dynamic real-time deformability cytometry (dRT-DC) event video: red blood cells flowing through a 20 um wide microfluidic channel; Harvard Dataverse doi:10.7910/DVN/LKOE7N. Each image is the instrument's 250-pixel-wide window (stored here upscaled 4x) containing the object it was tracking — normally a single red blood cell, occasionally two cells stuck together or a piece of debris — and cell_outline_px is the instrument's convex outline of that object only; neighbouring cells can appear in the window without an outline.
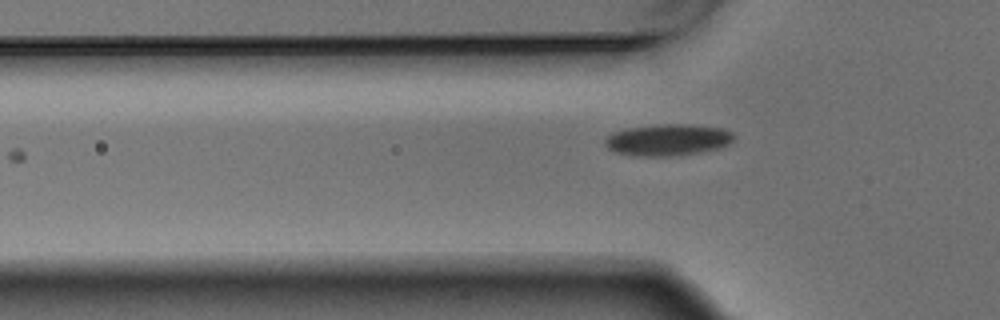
{"species": "Egyptian fruit bat (a non-hibernating species)", "species_latin": "Rousettus aegyptiacus", "temperature_condition": "warm", "stored_images_in_passage": 4, "camera_frame_rate_fps": 3000, "um_per_image_px": 0.085, "animal": {"sex": "male"}, "frame": {"image": 1, "passage_image": 3, "time_ms": 0.667, "image_size_px": [1000, 320], "cell_outline_px": [[732, 140], [728, 144], [716, 148], [700, 152], [668, 156], [628, 156], [616, 152], [608, 148], [604, 144], [604, 140], [612, 132], [628, 128], [652, 124], [692, 124], [724, 128], [732, 132]], "centroid_in_image_um": [56.71, 11.88], "position_along_channel_um": 69.1, "area_um2": 23.81}}
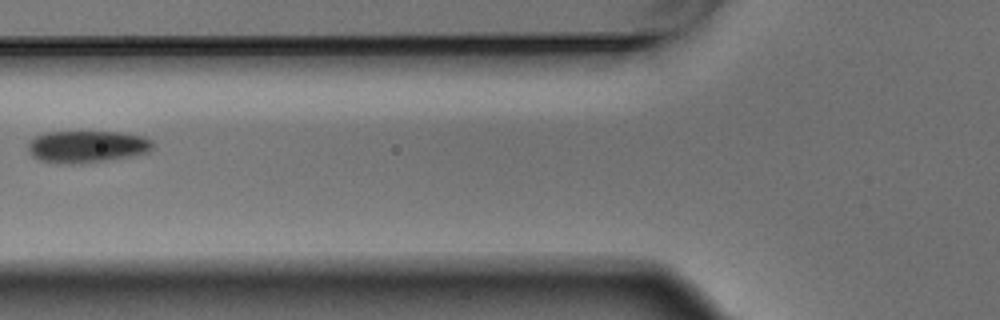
{"frame": {"image": 2, "passage_image": 4, "time_ms": 1.0, "image_size_px": [1000, 320], "cell_outline_px": [[152, 148], [148, 152], [128, 156], [80, 164], [56, 164], [40, 160], [32, 156], [28, 152], [28, 144], [36, 136], [44, 132], [120, 132], [144, 136], [152, 140]], "centroid_in_image_um": [7.35, 12.46], "position_along_channel_um": 118.4, "area_um2": 23.29}}